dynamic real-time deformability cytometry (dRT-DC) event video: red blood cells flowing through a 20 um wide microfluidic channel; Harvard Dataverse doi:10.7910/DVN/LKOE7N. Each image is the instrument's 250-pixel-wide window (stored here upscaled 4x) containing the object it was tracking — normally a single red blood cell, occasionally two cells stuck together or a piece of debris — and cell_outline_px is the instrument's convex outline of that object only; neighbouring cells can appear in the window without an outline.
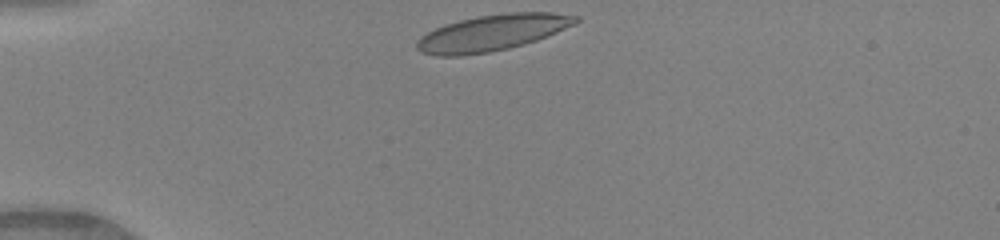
{"species": "human", "species_latin": "Homo sapiens", "temperature_condition": "warm", "stored_images_in_passage": 33, "camera_frame_rate_fps": 3000, "um_per_image_px": 0.085, "donor": {"sex": "female"}, "frame": {"image": 1, "passage_image": 1, "time_ms": 0.0, "image_size_px": [1000, 240], "cell_outline_px": [[580, 20], [576, 24], [536, 40], [524, 44], [508, 48], [488, 52], [460, 56], [436, 56], [420, 52], [416, 48], [416, 40], [420, 36], [444, 24], [476, 16], [508, 12], [552, 12], [580, 16]], "centroid_in_image_um": [41.83, 2.78], "position_along_channel_um": 43.2, "area_um2": 33.58}}
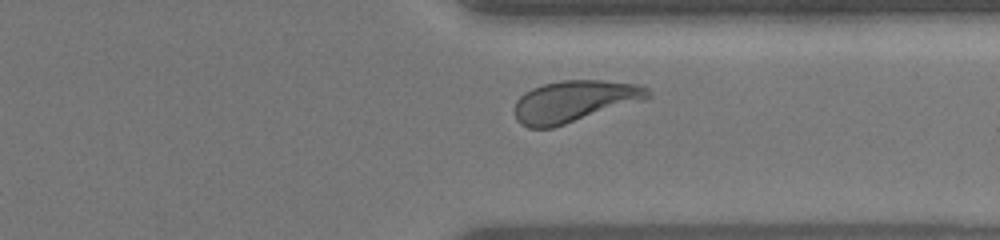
{"frame": {"image": 2, "passage_image": 27, "time_ms": 8.667, "image_size_px": [1000, 240], "cell_outline_px": [[652, 96], [644, 100], [552, 128], [528, 128], [520, 124], [516, 120], [516, 100], [524, 92], [532, 88], [544, 84], [560, 80], [604, 80], [640, 84], [648, 88], [652, 92]], "centroid_in_image_um": [48.84, 8.6], "position_along_channel_um": 362.6, "area_um2": 32.43}}
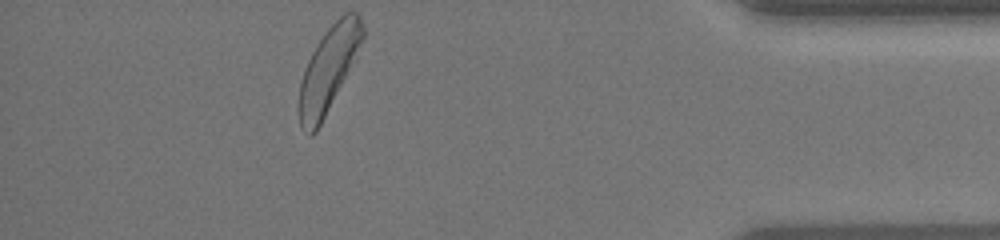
{"frame": {"image": 3, "passage_image": 33, "time_ms": 10.667, "image_size_px": [1000, 240], "cell_outline_px": [[364, 36], [356, 60], [316, 132], [312, 136], [308, 136], [300, 128], [300, 84], [304, 68], [316, 44], [324, 32], [344, 12], [356, 12], [360, 16], [364, 28]], "centroid_in_image_um": [27.95, 5.88], "position_along_channel_um": 407.2, "area_um2": 31.44}, "authors_computed_cell_mechanics": {"area_um2": 32.1368, "velocity_mm_per_s": 4.0876, "shape_relaxation_time_tau1_ms": 2.9563, "shape_relaxation_time_tau2_ms": null, "deformation_change_tau1": 0.1482, "deformation_change_tau2": null}}